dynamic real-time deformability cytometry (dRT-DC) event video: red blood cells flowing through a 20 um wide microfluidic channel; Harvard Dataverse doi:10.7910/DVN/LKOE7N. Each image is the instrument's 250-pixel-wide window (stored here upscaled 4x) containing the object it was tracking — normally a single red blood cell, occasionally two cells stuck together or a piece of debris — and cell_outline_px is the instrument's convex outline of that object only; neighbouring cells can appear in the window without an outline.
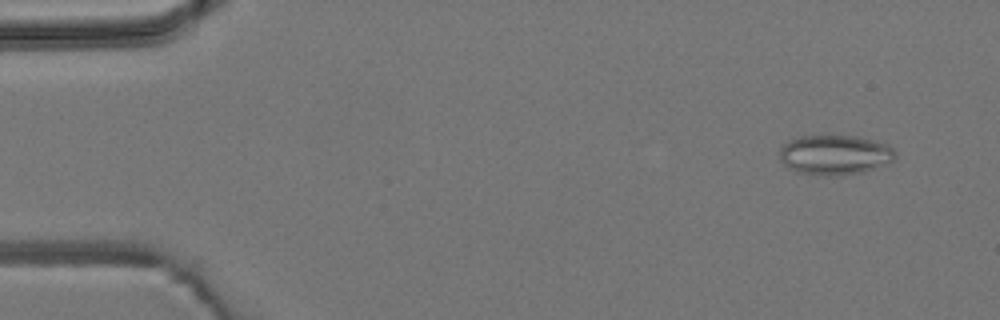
{"species": "common noctule bat (a hibernating species)", "species_latin": "Nyctalus noctula", "temperature_condition": "room temperature", "stored_images_in_passage": 4, "camera_frame_rate_fps": 3000, "um_per_image_px": 0.085, "animal": {"sex": "male", "body_mass_g": 19.2, "forearm_length_mm": 51.8}, "frame": {"image": 1, "passage_image": 1, "time_ms": 0.0, "image_size_px": [1000, 320], "cell_outline_px": [[896, 156], [892, 160], [864, 172], [840, 176], [824, 176], [796, 172], [788, 168], [780, 160], [780, 144], [800, 136], [856, 136], [888, 144], [896, 152]], "centroid_in_image_um": [70.92, 13.17], "position_along_channel_um": 14.1, "area_um2": 26.99}}